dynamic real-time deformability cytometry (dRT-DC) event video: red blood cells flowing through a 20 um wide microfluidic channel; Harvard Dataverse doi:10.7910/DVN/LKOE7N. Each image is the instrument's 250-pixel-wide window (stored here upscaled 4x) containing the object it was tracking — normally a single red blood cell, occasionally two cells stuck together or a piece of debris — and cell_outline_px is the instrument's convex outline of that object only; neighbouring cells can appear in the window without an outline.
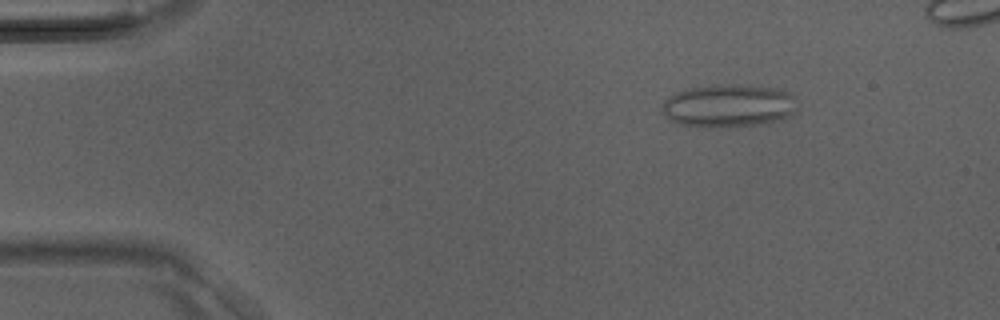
{"species": "Egyptian fruit bat (a non-hibernating species)", "species_latin": "Rousettus aegyptiacus", "temperature_condition": "room temperature", "stored_images_in_passage": 37, "segment_of_instrument_passage": [1, 2], "camera_frame_rate_fps": 3000, "um_per_image_px": 0.085, "animal": {"sex": "male"}, "frame": {"image": 1, "passage_image": 4, "time_ms": 1.0, "image_size_px": [1000, 320], "cell_outline_px": [[796, 112], [784, 120], [768, 124], [716, 128], [704, 128], [676, 124], [668, 120], [664, 116], [660, 108], [664, 100], [668, 96], [684, 88], [716, 84], [732, 84], [780, 88], [792, 92], [796, 108]], "centroid_in_image_um": [61.91, 9.0], "position_along_channel_um": 23.1, "area_um2": 35.2}}